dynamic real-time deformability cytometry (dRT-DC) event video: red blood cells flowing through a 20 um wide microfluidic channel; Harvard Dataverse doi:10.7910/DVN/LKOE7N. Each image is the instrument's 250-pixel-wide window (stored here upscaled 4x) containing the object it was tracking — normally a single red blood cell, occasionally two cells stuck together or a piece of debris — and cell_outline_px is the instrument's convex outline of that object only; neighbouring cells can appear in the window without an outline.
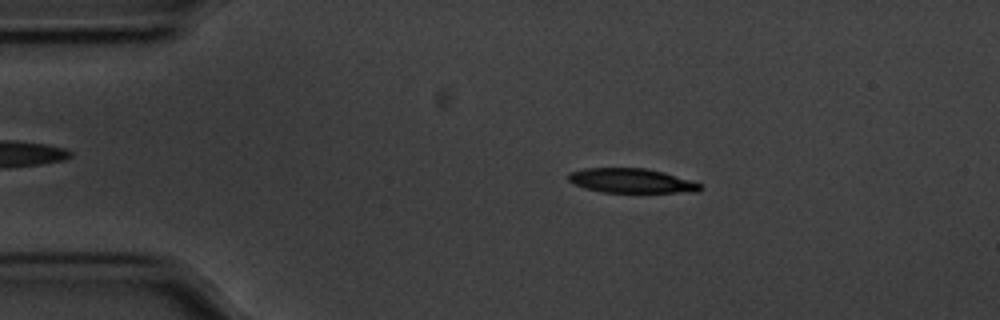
{"species": "common noctule bat (a hibernating species)", "species_latin": "Nyctalus noctula", "temperature_condition": "cold", "stored_images_in_passage": 55, "camera_frame_rate_fps": 3000, "um_per_image_px": 0.085, "animal": {"sex": "male", "body_mass_g": 20.1, "forearm_length_mm": 53.5}, "frame": {"image": 1, "passage_image": 9, "time_ms": 2.667, "image_size_px": [1000, 320], "cell_outline_px": [[700, 188], [696, 192], [600, 192], [584, 188], [572, 184], [568, 180], [568, 172], [584, 168], [648, 168], [664, 172], [700, 184]], "centroid_in_image_um": [53.57, 15.35], "position_along_channel_um": 31.4, "area_um2": 18.73}}
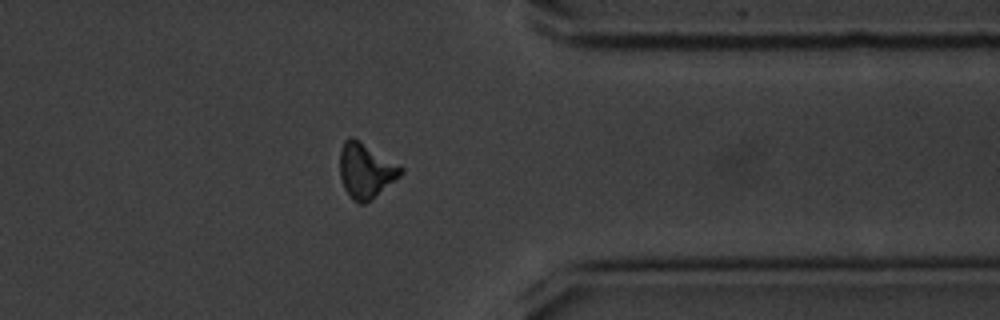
{"frame": {"image": 2, "passage_image": 43, "time_ms": 14.0, "image_size_px": [1000, 320], "cell_outline_px": [[404, 172], [400, 176], [364, 204], [356, 204], [352, 200], [344, 188], [340, 176], [340, 152], [344, 140], [348, 136], [352, 136], [400, 164], [404, 168]], "centroid_in_image_um": [31.08, 14.48], "position_along_channel_um": 380.3, "area_um2": 19.59}}
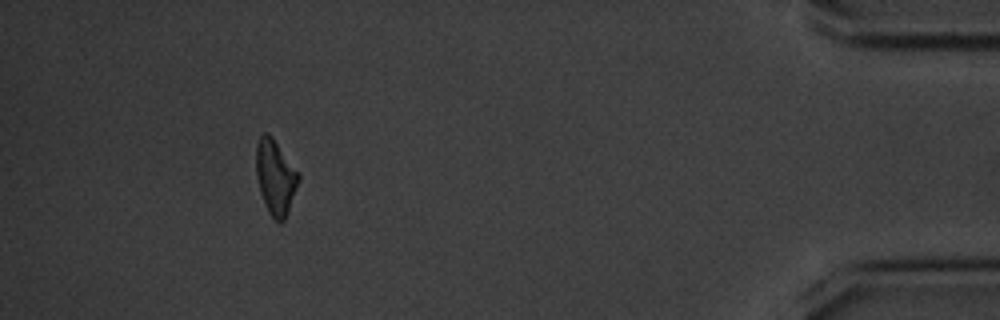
{"frame": {"image": 3, "passage_image": 50, "time_ms": 16.333, "image_size_px": [1000, 320], "cell_outline_px": [[300, 180], [288, 212], [284, 220], [280, 224], [268, 212], [260, 192], [256, 176], [256, 144], [260, 136], [264, 132], [268, 132], [272, 136], [300, 172]], "centroid_in_image_um": [23.42, 15.03], "position_along_channel_um": 411.8, "area_um2": 18.79}, "authors_computed_cell_mechanics": {"area_um2": 19.2474, "velocity_mm_per_s": 3.5446, "shape_relaxation_time_tau1_ms": 4.254, "shape_relaxation_time_tau2_ms": null, "deformation_change_tau1": 0.1318, "deformation_change_tau2": null}}